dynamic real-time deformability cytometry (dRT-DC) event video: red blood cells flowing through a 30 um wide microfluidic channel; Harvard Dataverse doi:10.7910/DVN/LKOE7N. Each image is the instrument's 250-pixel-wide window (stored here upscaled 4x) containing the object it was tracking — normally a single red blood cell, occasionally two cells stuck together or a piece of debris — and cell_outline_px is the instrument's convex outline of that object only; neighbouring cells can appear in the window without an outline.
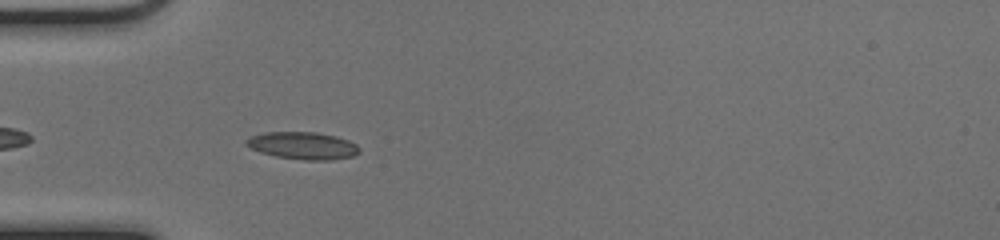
{"species": "common noctule bat (a hibernating species)", "species_latin": "Nyctalus noctula", "temperature_condition": "cold", "stored_images_in_passage": 38, "camera_frame_rate_fps": 3000, "um_per_image_px": 0.085, "animal": {"sex": "female", "body_mass_g": 17.0, "forearm_length_mm": 48.0}, "frame": {"image": 1, "passage_image": 3, "time_ms": 0.667, "image_size_px": [1000, 240], "cell_outline_px": [[360, 152], [352, 156], [332, 160], [304, 160], [276, 156], [260, 152], [244, 144], [244, 140], [248, 136], [264, 132], [316, 132], [336, 136], [348, 140], [356, 144], [360, 148]], "centroid_in_image_um": [25.72, 12.37], "position_along_channel_um": 59.3, "area_um2": 18.15}}
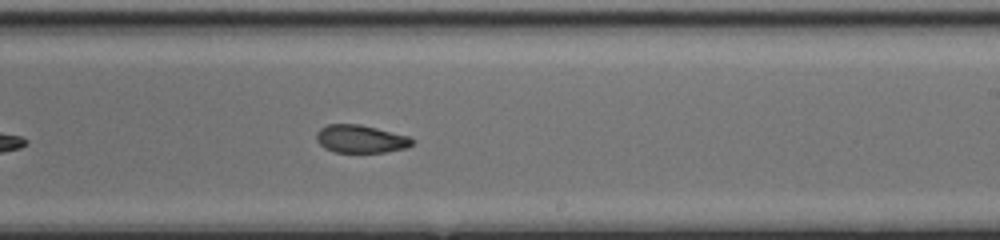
{"frame": {"image": 2, "passage_image": 18, "time_ms": 5.667, "image_size_px": [1000, 240], "cell_outline_px": [[412, 144], [408, 148], [384, 152], [332, 152], [324, 148], [316, 140], [316, 132], [320, 128], [328, 124], [360, 124], [408, 136], [412, 140]], "centroid_in_image_um": [30.61, 11.81], "position_along_channel_um": 258.4, "area_um2": 15.55}}
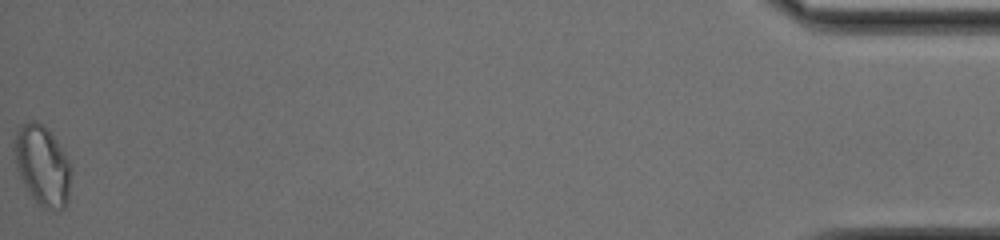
{"frame": {"image": 3, "passage_image": 38, "time_ms": 12.333, "image_size_px": [1000, 240], "cell_outline_px": [[72, 172], [68, 200], [64, 208], [44, 208], [36, 204], [28, 192], [16, 168], [12, 144], [16, 132], [24, 124], [32, 120], [36, 120], [56, 140], [68, 160], [72, 168]], "centroid_in_image_um": [3.59, 14.1], "position_along_channel_um": 431.6, "area_um2": 26.36}, "authors_computed_cell_mechanics": {"area_um2": 17.2533, "velocity_mm_per_s": 4.0727, "shape_relaxation_time_tau1_ms": null, "shape_relaxation_time_tau2_ms": 2.2551, "deformation_change_tau1": null, "deformation_change_tau2": 0.0817}}